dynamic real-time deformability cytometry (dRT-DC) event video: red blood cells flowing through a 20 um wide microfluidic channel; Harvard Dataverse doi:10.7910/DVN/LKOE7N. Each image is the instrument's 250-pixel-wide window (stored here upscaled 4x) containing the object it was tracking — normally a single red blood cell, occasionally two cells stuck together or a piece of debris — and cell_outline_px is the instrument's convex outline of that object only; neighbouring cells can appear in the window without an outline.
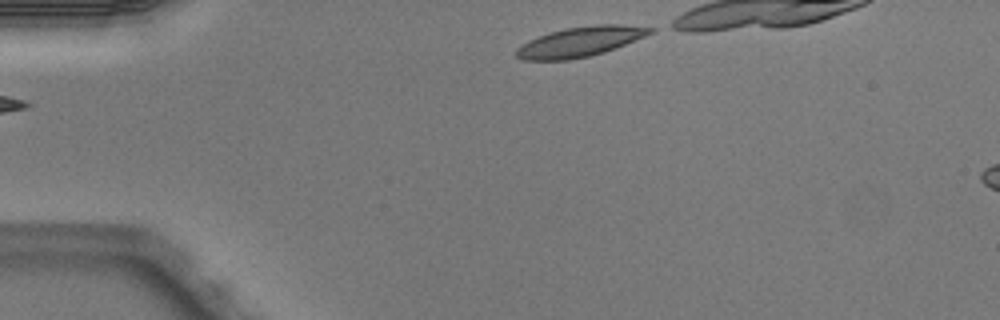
{"species": "Egyptian fruit bat (a non-hibernating species)", "species_latin": "Rousettus aegyptiacus", "temperature_condition": "warm", "stored_images_in_passage": 3, "segment_of_instrument_passage": [2, 2], "camera_frame_rate_fps": 3000, "um_per_image_px": 0.085, "animal": {"sex": "male"}, "frame": {"image": 1, "passage_image": 3, "time_ms": 0.667, "image_size_px": [1000, 320], "cell_outline_px": [[656, 32], [616, 48], [604, 52], [588, 56], [568, 60], [524, 60], [516, 56], [516, 48], [528, 40], [548, 32], [564, 28], [596, 24], [620, 24], [656, 28]], "centroid_in_image_um": [49.34, 3.53], "position_along_channel_um": 35.7, "area_um2": 23.52}}